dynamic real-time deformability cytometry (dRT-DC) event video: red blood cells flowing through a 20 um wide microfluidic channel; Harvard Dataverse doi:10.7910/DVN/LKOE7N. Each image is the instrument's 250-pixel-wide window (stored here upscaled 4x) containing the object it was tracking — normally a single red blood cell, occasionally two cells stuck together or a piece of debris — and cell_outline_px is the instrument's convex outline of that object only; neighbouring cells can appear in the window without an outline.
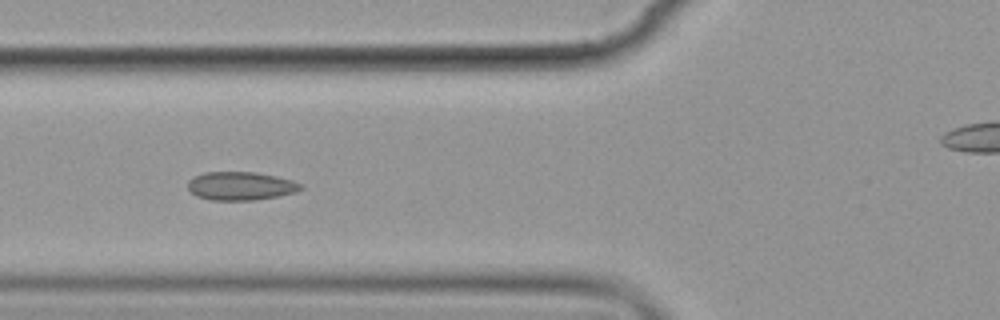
{"species": "common noctule bat (a hibernating species)", "species_latin": "Nyctalus noctula", "temperature_condition": "cold", "stored_images_in_passage": 10, "segment_of_instrument_passage": [1, 2], "camera_frame_rate_fps": 3000, "um_per_image_px": 0.085, "animal": {"sex": "female", "body_mass_g": 19.9}, "frame": {"image": 1, "passage_image": 6, "time_ms": 5.667, "image_size_px": [1000, 320], "cell_outline_px": [[304, 188], [296, 192], [256, 200], [208, 200], [196, 196], [188, 188], [188, 180], [204, 172], [256, 172], [276, 176], [292, 180], [304, 184]], "centroid_in_image_um": [20.48, 15.81], "position_along_channel_um": 105.3, "area_um2": 18.79}}
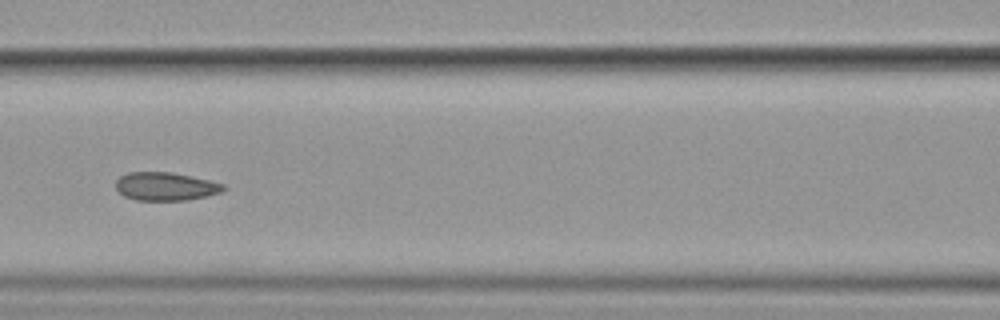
{"frame": {"image": 2, "passage_image": 7, "time_ms": 7.0, "image_size_px": [1000, 320], "cell_outline_px": [[224, 188], [220, 192], [204, 196], [184, 200], [136, 200], [124, 196], [116, 188], [116, 180], [120, 176], [128, 172], [172, 172], [192, 176], [224, 184]], "centroid_in_image_um": [14.03, 15.83], "position_along_channel_um": 152.6, "area_um2": 17.51}}
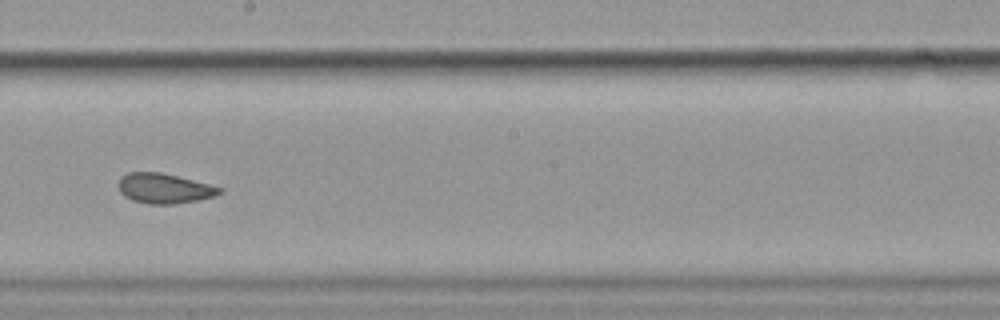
{"frame": {"image": 3, "passage_image": 9, "time_ms": 9.333, "image_size_px": [1000, 320], "cell_outline_px": [[224, 188], [216, 196], [200, 200], [172, 204], [148, 204], [132, 200], [124, 196], [120, 192], [116, 184], [120, 176], [128, 172], [160, 172]], "centroid_in_image_um": [13.91, 16.02], "position_along_channel_um": 234.3, "area_um2": 17.8}}